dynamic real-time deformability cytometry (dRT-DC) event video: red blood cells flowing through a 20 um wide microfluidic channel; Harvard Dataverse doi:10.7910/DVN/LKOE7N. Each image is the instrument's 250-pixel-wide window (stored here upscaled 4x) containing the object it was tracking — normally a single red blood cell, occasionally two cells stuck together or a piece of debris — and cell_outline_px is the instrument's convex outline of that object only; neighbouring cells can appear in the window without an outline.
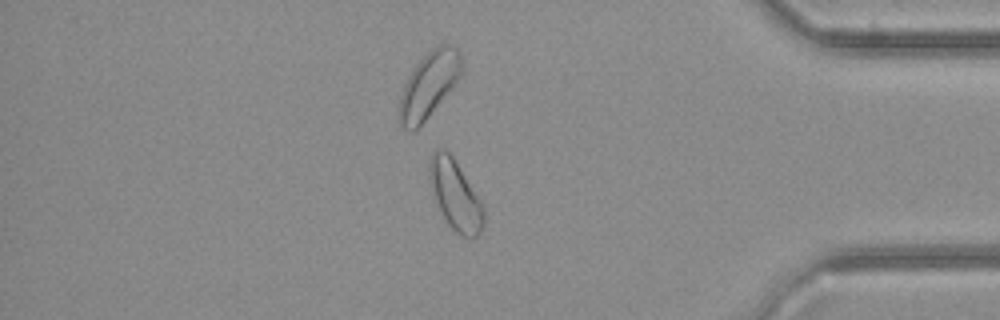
{"species": "common noctule bat (a hibernating species)", "species_latin": "Nyctalus noctula", "temperature_condition": "cold", "stored_images_in_passage": 34, "camera_frame_rate_fps": 3000, "um_per_image_px": 0.085, "animal": {"sex": "female", "body_mass_g": 21.9}, "frame": {"image": 1, "passage_image": 29, "time_ms": 9.333, "image_size_px": [1000, 320], "cell_outline_px": [[484, 220], [480, 232], [472, 240], [460, 236], [448, 224], [440, 212], [432, 196], [428, 176], [428, 160], [432, 152], [436, 148], [444, 148], [452, 156], [484, 204]], "centroid_in_image_um": [38.67, 16.57], "position_along_channel_um": 396.5, "area_um2": 22.72}}